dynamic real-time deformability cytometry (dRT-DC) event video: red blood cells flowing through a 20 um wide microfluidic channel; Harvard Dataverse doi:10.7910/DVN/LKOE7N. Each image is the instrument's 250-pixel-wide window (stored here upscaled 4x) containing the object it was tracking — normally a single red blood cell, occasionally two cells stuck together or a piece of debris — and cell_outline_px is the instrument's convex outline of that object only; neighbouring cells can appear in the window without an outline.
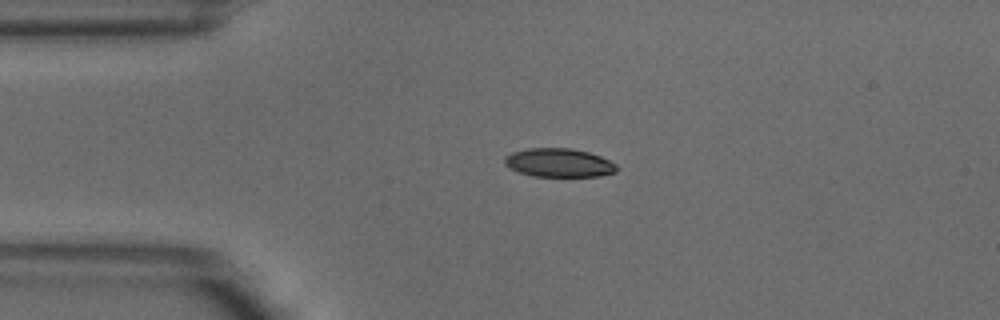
{"species": "common noctule bat (a hibernating species)", "species_latin": "Nyctalus noctula", "temperature_condition": "warm", "stored_images_in_passage": 2, "camera_frame_rate_fps": 3000, "um_per_image_px": 0.085, "animal": {"sex": "male", "body_mass_g": 18.8}, "frame": {"image": 1, "passage_image": 1, "time_ms": 0.0, "image_size_px": [1000, 320], "cell_outline_px": [[616, 172], [600, 176], [532, 176], [508, 168], [504, 164], [504, 156], [512, 152], [528, 148], [572, 148], [588, 152], [600, 156], [616, 164]], "centroid_in_image_um": [47.47, 13.83], "position_along_channel_um": 37.5, "area_um2": 18.73}}
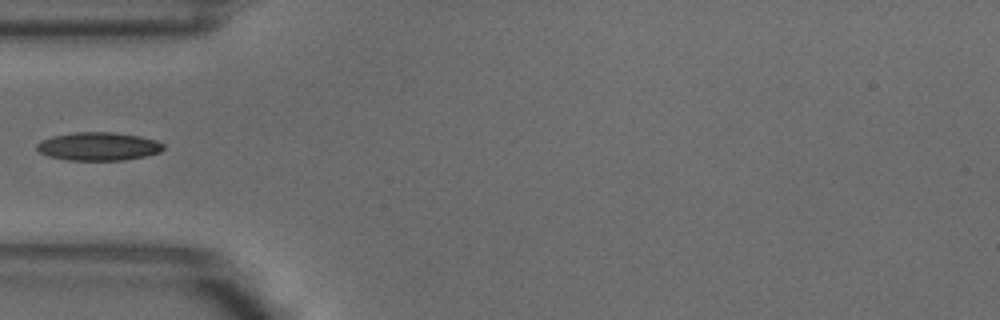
{"frame": {"image": 2, "passage_image": 2, "time_ms": 0.333, "image_size_px": [1000, 320], "cell_outline_px": [[164, 148], [160, 152], [144, 156], [124, 160], [68, 160], [48, 156], [40, 152], [36, 148], [36, 144], [40, 140], [52, 136], [76, 132], [112, 132], [140, 136], [156, 140], [164, 144]], "centroid_in_image_um": [8.35, 12.44], "position_along_channel_um": 76.6, "area_um2": 20.87}}